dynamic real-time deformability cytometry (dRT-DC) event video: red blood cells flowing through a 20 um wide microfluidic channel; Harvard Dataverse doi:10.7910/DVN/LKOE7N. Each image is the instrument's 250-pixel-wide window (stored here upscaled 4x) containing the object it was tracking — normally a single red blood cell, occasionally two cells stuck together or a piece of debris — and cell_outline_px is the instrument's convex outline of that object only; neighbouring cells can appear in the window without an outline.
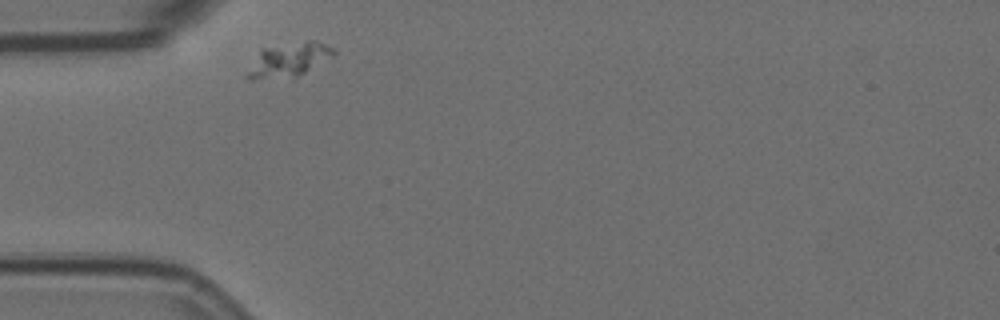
{"species": "Egyptian fruit bat (a non-hibernating species)", "species_latin": "Rousettus aegyptiacus", "temperature_condition": "room temperature", "stored_images_in_passage": 7, "camera_frame_rate_fps": 3000, "um_per_image_px": 0.085, "animal": {"sex": "female"}, "frame": {"image": 1, "passage_image": 1, "time_ms": 0.0, "image_size_px": [1000, 320], "cell_outline_px": [[336, 52], [332, 56], [292, 80], [244, 80], [244, 76], [260, 48], [308, 40], [316, 40], [332, 48]], "centroid_in_image_um": [24.45, 5.14], "position_along_channel_um": 60.6, "area_um2": 17.69}}
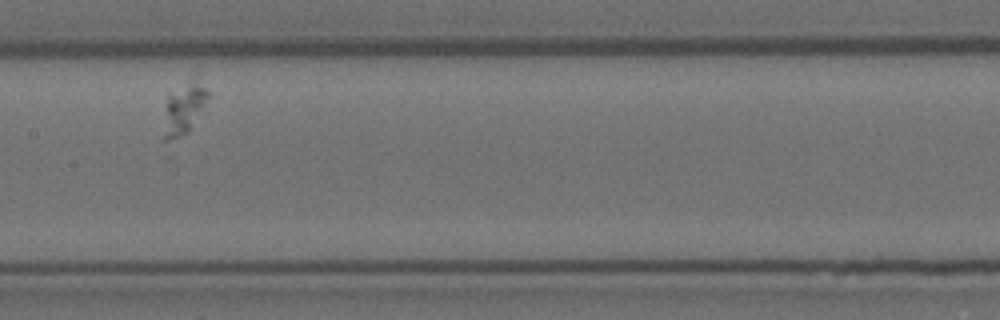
{"frame": {"image": 2, "passage_image": 4, "time_ms": 1.0, "image_size_px": [1000, 320], "cell_outline_px": [[212, 96], [188, 132], [168, 140], [164, 140], [164, 136], [168, 92], [192, 80], [204, 88]], "centroid_in_image_um": [15.67, 9.22], "position_along_channel_um": 191.7, "area_um2": 12.66}}
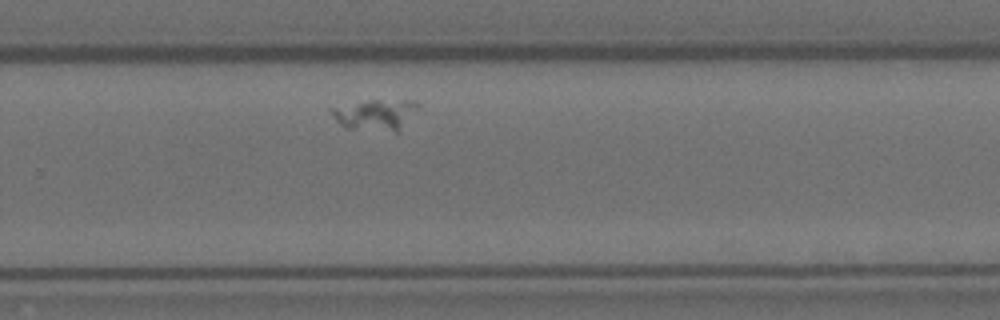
{"frame": {"image": 3, "passage_image": 7, "time_ms": 2.0, "image_size_px": [1000, 320], "cell_outline_px": [[420, 108], [396, 132], [344, 128], [332, 116], [328, 108], [368, 100], [404, 100], [420, 104]], "centroid_in_image_um": [31.88, 9.74], "position_along_channel_um": 297.9, "area_um2": 15.61}}